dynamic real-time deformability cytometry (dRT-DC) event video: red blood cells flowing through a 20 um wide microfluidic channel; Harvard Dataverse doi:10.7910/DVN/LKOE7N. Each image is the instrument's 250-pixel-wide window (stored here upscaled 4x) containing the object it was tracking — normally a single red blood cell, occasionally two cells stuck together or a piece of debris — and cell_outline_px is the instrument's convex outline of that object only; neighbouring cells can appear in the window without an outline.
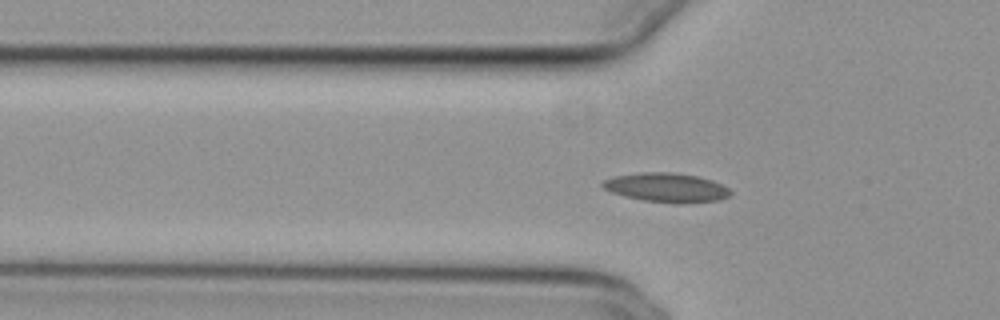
{"species": "common noctule bat (a hibernating species)", "species_latin": "Nyctalus noctula", "temperature_condition": "cold", "stored_images_in_passage": 55, "camera_frame_rate_fps": 3000, "um_per_image_px": 0.085, "animal": {"sex": "female", "body_mass_g": 29.2, "forearm_length_mm": 56.3}, "frame": {"image": 1, "passage_image": 18, "time_ms": 5.667, "image_size_px": [1000, 320], "cell_outline_px": [[732, 192], [728, 196], [720, 200], [684, 204], [676, 204], [644, 200], [624, 196], [612, 192], [604, 188], [600, 184], [604, 180], [616, 176], [640, 172], [672, 172], [696, 176], [712, 180], [728, 188]], "centroid_in_image_um": [56.67, 15.95], "position_along_channel_um": 69.1, "area_um2": 21.73}}
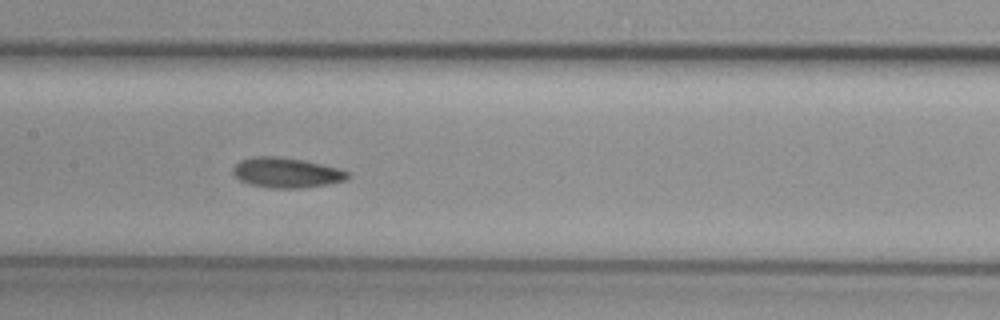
{"frame": {"image": 2, "passage_image": 27, "time_ms": 8.667, "image_size_px": [1000, 320], "cell_outline_px": [[352, 176], [348, 180], [328, 184], [304, 188], [268, 188], [248, 184], [240, 180], [232, 172], [232, 168], [240, 160], [256, 156], [272, 156], [300, 160], [340, 168], [348, 172]], "centroid_in_image_um": [24.37, 14.69], "position_along_channel_um": 183.0, "area_um2": 20.17}}
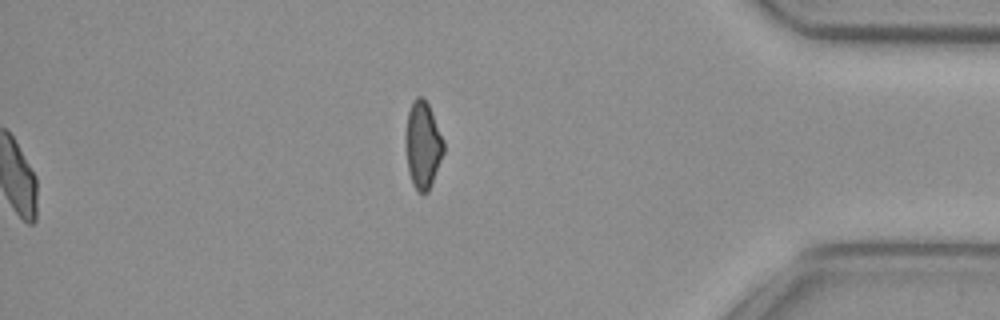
{"frame": {"image": 3, "passage_image": 55, "time_ms": 18.0, "image_size_px": [1000, 320], "cell_outline_px": [[444, 152], [428, 192], [416, 192], [412, 184], [408, 168], [404, 144], [408, 112], [412, 100], [416, 96], [420, 96], [428, 104], [444, 140]], "centroid_in_image_um": [35.92, 12.32], "position_along_channel_um": 399.3, "area_um2": 19.31}, "authors_computed_cell_mechanics": {"area_um2": 19.4786, "velocity_mm_per_s": 3.8058, "shape_relaxation_time_tau1_ms": 6.0557, "shape_relaxation_time_tau2_ms": 3.9583, "deformation_change_tau1": 0.1157, "deformation_change_tau2": 0.0849}}